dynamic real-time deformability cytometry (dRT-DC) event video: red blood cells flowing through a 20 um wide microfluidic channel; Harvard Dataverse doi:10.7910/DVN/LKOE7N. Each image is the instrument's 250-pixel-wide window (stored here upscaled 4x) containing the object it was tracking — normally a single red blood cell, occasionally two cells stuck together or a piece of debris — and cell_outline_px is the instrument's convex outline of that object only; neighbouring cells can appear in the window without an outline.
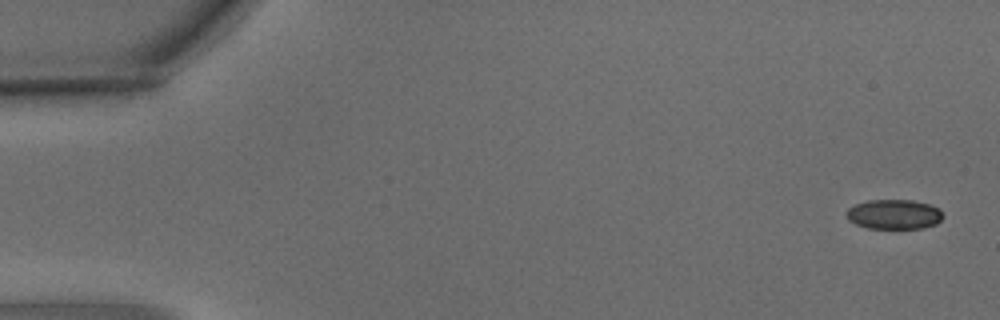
{"species": "common noctule bat (a hibernating species)", "species_latin": "Nyctalus noctula", "temperature_condition": "warm", "stored_images_in_passage": 5, "camera_frame_rate_fps": 3000, "um_per_image_px": 0.085, "animal": {"sex": "male", "body_mass_g": 15.6}, "frame": {"image": 1, "passage_image": 1, "time_ms": 0.0, "image_size_px": [1000, 320], "cell_outline_px": [[944, 216], [936, 224], [924, 228], [868, 228], [856, 224], [848, 220], [844, 212], [848, 208], [856, 204], [868, 200], [912, 200], [928, 204], [940, 208]], "centroid_in_image_um": [75.99, 18.21], "position_along_channel_um": 9.0, "area_um2": 16.82}}
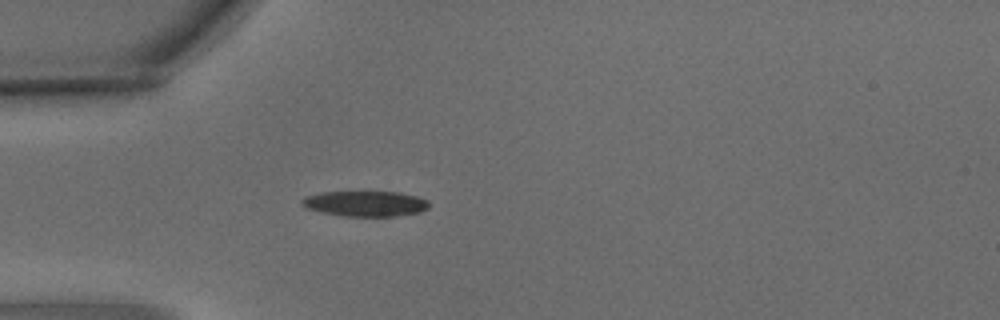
{"frame": {"image": 2, "passage_image": 5, "time_ms": 1.333, "image_size_px": [1000, 320], "cell_outline_px": [[428, 208], [420, 212], [392, 216], [344, 216], [324, 212], [308, 208], [300, 204], [300, 200], [304, 196], [320, 192], [400, 192], [416, 196], [428, 200]], "centroid_in_image_um": [31.03, 17.3], "position_along_channel_um": 54.0, "area_um2": 18.73}}